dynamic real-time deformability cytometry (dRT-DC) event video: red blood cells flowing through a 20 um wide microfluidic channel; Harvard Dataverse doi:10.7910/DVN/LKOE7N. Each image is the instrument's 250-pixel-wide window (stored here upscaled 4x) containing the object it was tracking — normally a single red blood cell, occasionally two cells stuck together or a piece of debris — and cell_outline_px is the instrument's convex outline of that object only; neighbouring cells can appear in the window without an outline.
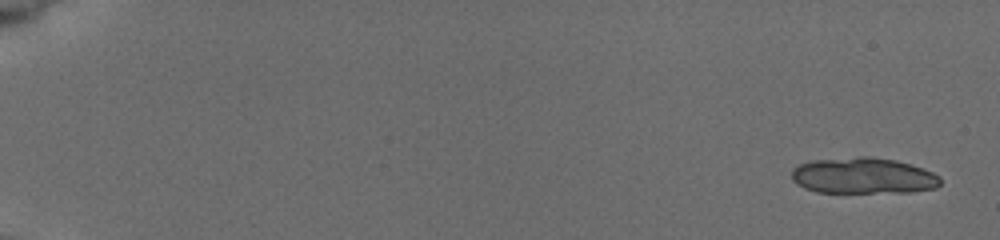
{"species": "common noctule bat (a hibernating species)", "species_latin": "Nyctalus noctula", "temperature_condition": "cold", "stored_images_in_passage": 7, "camera_frame_rate_fps": 3000, "um_per_image_px": 0.085, "animal": {"sex": "female", "body_mass_g": 19.5, "forearm_length_mm": 54.1}, "frame": {"image": 1, "passage_image": 1, "time_ms": 0.0, "image_size_px": [1000, 240], "cell_outline_px": [[940, 184], [936, 188], [908, 192], [816, 192], [804, 188], [796, 184], [792, 180], [792, 168], [800, 164], [812, 160], [860, 156], [868, 156], [896, 160], [912, 164], [924, 168], [940, 176]], "centroid_in_image_um": [73.37, 14.93], "position_along_channel_um": 11.6, "area_um2": 31.5}}